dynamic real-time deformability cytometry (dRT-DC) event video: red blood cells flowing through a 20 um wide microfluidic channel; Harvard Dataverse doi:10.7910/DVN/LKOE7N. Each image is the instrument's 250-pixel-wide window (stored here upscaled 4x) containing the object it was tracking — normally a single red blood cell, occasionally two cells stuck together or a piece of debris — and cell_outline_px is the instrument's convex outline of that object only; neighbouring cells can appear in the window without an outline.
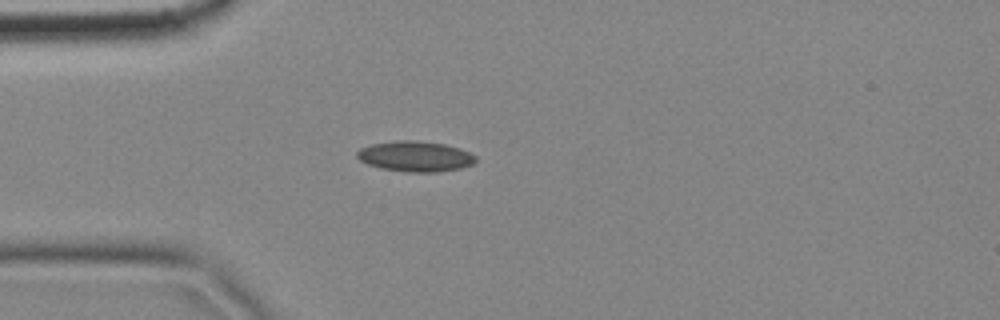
{"species": "common noctule bat (a hibernating species)", "species_latin": "Nyctalus noctula", "temperature_condition": "cold", "stored_images_in_passage": 6, "camera_frame_rate_fps": 3000, "um_per_image_px": 0.085, "animal": {"sex": "female", "body_mass_g": 18.4}, "frame": {"image": 1, "passage_image": 3, "time_ms": 0.667, "image_size_px": [1000, 320], "cell_outline_px": [[476, 160], [472, 164], [460, 168], [436, 172], [408, 172], [380, 168], [368, 164], [360, 160], [356, 156], [356, 152], [360, 148], [372, 144], [400, 140], [416, 140], [444, 144], [460, 148], [476, 156]], "centroid_in_image_um": [35.29, 13.29], "position_along_channel_um": 49.7, "area_um2": 20.98}}
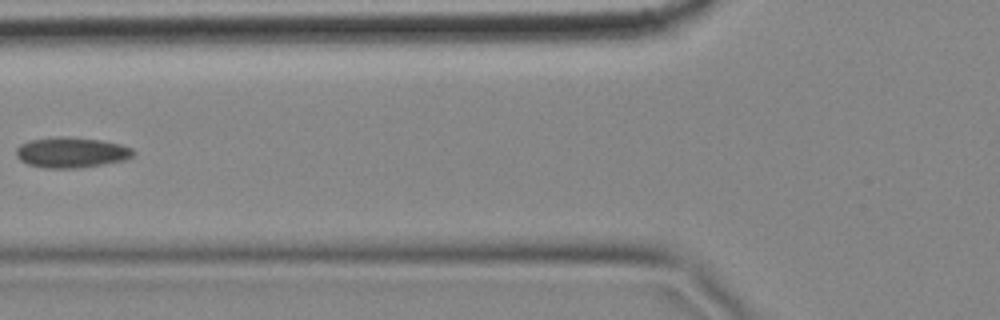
{"frame": {"image": 2, "passage_image": 5, "time_ms": 1.333, "image_size_px": [1000, 320], "cell_outline_px": [[136, 152], [132, 156], [124, 160], [80, 168], [44, 168], [28, 164], [20, 160], [16, 156], [16, 148], [20, 144], [32, 140], [60, 136], [100, 140], [120, 144], [132, 148]], "centroid_in_image_um": [6.06, 12.96], "position_along_channel_um": 119.7, "area_um2": 20.69}}
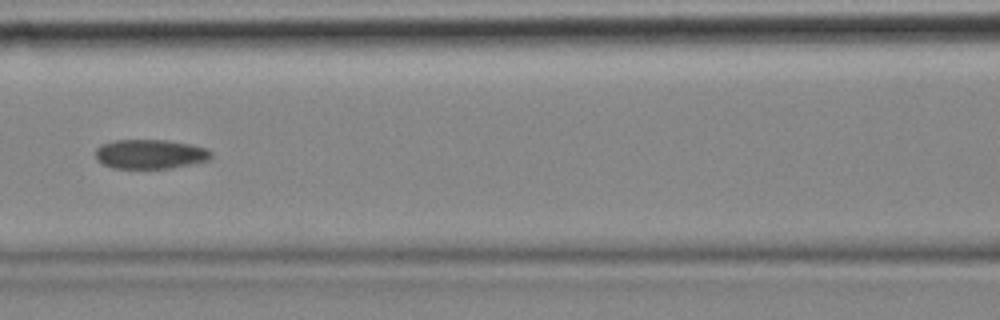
{"frame": {"image": 3, "passage_image": 6, "time_ms": 1.667, "image_size_px": [1000, 320], "cell_outline_px": [[212, 156], [208, 160], [168, 168], [112, 168], [96, 160], [96, 148], [100, 144], [116, 140], [168, 140], [188, 144], [204, 148], [212, 152]], "centroid_in_image_um": [12.71, 13.09], "position_along_channel_um": 153.9, "area_um2": 19.59}}